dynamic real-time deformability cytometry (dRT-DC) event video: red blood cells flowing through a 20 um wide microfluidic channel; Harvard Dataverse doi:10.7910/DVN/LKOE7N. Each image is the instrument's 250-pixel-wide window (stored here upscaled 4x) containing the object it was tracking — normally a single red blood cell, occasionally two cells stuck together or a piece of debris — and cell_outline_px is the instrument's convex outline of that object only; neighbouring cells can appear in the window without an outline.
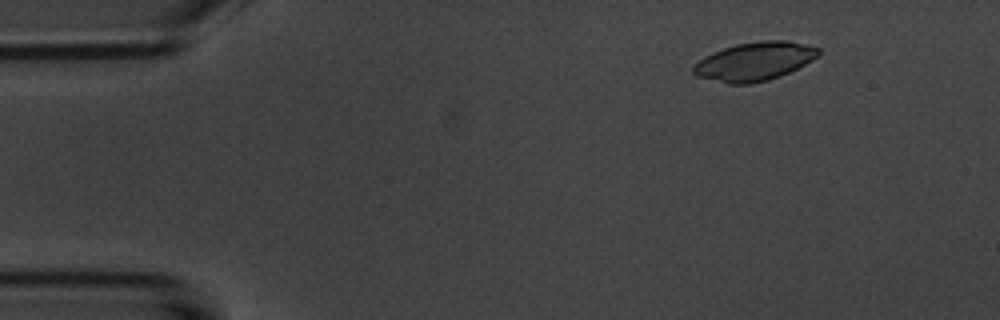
{"species": "common noctule bat (a hibernating species)", "species_latin": "Nyctalus noctula", "temperature_condition": "room temperature", "stored_images_in_passage": 5, "camera_frame_rate_fps": 3000, "um_per_image_px": 0.085, "animal": {"sex": "male", "body_mass_g": 20.1, "forearm_length_mm": 53.5}, "frame": {"image": 1, "passage_image": 2, "time_ms": 1.0, "image_size_px": [1000, 320], "cell_outline_px": [[820, 52], [812, 60], [780, 76], [768, 80], [752, 84], [728, 84], [696, 76], [692, 72], [692, 68], [704, 56], [712, 52], [736, 44], [760, 40], [788, 40], [808, 44], [820, 48]], "centroid_in_image_um": [64.13, 5.21], "position_along_channel_um": 20.9, "area_um2": 28.15}}